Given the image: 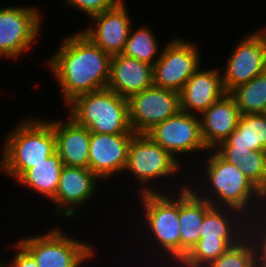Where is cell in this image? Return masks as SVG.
Returning a JSON list of instances; mask_svg holds the SVG:
<instances>
[{
  "label": "cell",
  "instance_id": "1",
  "mask_svg": "<svg viewBox=\"0 0 266 267\" xmlns=\"http://www.w3.org/2000/svg\"><path fill=\"white\" fill-rule=\"evenodd\" d=\"M46 65L57 81L64 104L75 97L106 89L111 55L101 50L81 31L60 42Z\"/></svg>",
  "mask_w": 266,
  "mask_h": 267
},
{
  "label": "cell",
  "instance_id": "2",
  "mask_svg": "<svg viewBox=\"0 0 266 267\" xmlns=\"http://www.w3.org/2000/svg\"><path fill=\"white\" fill-rule=\"evenodd\" d=\"M211 152L205 157V163L202 161L203 166L206 165L205 169H202L204 176L200 177L201 180L203 177L204 185L201 184L202 187L199 188L200 185L197 183V188L196 184L195 187L188 182V186L213 207L235 209L244 216L247 215L250 221L265 216L266 196L238 169V166L224 160L214 149Z\"/></svg>",
  "mask_w": 266,
  "mask_h": 267
},
{
  "label": "cell",
  "instance_id": "3",
  "mask_svg": "<svg viewBox=\"0 0 266 267\" xmlns=\"http://www.w3.org/2000/svg\"><path fill=\"white\" fill-rule=\"evenodd\" d=\"M3 140L0 172L15 182L30 168L56 152V136L51 119L27 118Z\"/></svg>",
  "mask_w": 266,
  "mask_h": 267
},
{
  "label": "cell",
  "instance_id": "4",
  "mask_svg": "<svg viewBox=\"0 0 266 267\" xmlns=\"http://www.w3.org/2000/svg\"><path fill=\"white\" fill-rule=\"evenodd\" d=\"M66 106L68 116L90 132L135 134L129 124L128 99L108 88L81 94Z\"/></svg>",
  "mask_w": 266,
  "mask_h": 267
},
{
  "label": "cell",
  "instance_id": "5",
  "mask_svg": "<svg viewBox=\"0 0 266 267\" xmlns=\"http://www.w3.org/2000/svg\"><path fill=\"white\" fill-rule=\"evenodd\" d=\"M163 193H144L139 195L142 203L141 210L144 223L148 228L149 238L155 250H161L158 255L163 254L172 267L180 263V223H179V192L168 195ZM168 195V196H167ZM175 195V196H174ZM146 214V215H145ZM151 239V240H150ZM154 240V241H153ZM158 246V247H157ZM168 257V258H167ZM169 259V260H168Z\"/></svg>",
  "mask_w": 266,
  "mask_h": 267
},
{
  "label": "cell",
  "instance_id": "6",
  "mask_svg": "<svg viewBox=\"0 0 266 267\" xmlns=\"http://www.w3.org/2000/svg\"><path fill=\"white\" fill-rule=\"evenodd\" d=\"M35 260L38 267H82L97 256L95 246L70 237L60 227H54L17 241Z\"/></svg>",
  "mask_w": 266,
  "mask_h": 267
},
{
  "label": "cell",
  "instance_id": "7",
  "mask_svg": "<svg viewBox=\"0 0 266 267\" xmlns=\"http://www.w3.org/2000/svg\"><path fill=\"white\" fill-rule=\"evenodd\" d=\"M183 166L185 165H182L147 134H135L131 139L124 172L132 173L131 175H134L132 178H136L137 182H139L137 184L142 186L138 189L139 194L163 193L162 189H160L161 191L158 190L157 186L153 184L154 180L161 179L164 182L163 179L169 176L170 178H173L174 175H176L175 178L177 175L179 177L178 172H181L180 170ZM155 187L157 190H154Z\"/></svg>",
  "mask_w": 266,
  "mask_h": 267
},
{
  "label": "cell",
  "instance_id": "8",
  "mask_svg": "<svg viewBox=\"0 0 266 267\" xmlns=\"http://www.w3.org/2000/svg\"><path fill=\"white\" fill-rule=\"evenodd\" d=\"M42 18L36 5L0 8V58L15 61L27 52L42 30Z\"/></svg>",
  "mask_w": 266,
  "mask_h": 267
},
{
  "label": "cell",
  "instance_id": "9",
  "mask_svg": "<svg viewBox=\"0 0 266 267\" xmlns=\"http://www.w3.org/2000/svg\"><path fill=\"white\" fill-rule=\"evenodd\" d=\"M153 65V86L180 93L191 75L201 66L198 44L180 37L167 42Z\"/></svg>",
  "mask_w": 266,
  "mask_h": 267
},
{
  "label": "cell",
  "instance_id": "10",
  "mask_svg": "<svg viewBox=\"0 0 266 267\" xmlns=\"http://www.w3.org/2000/svg\"><path fill=\"white\" fill-rule=\"evenodd\" d=\"M146 134L182 165L186 162L180 160L179 154L186 156L185 153L209 151L202 139L200 117L182 110L155 125Z\"/></svg>",
  "mask_w": 266,
  "mask_h": 267
},
{
  "label": "cell",
  "instance_id": "11",
  "mask_svg": "<svg viewBox=\"0 0 266 267\" xmlns=\"http://www.w3.org/2000/svg\"><path fill=\"white\" fill-rule=\"evenodd\" d=\"M128 111L131 130L146 134L180 111V93L152 86L128 99Z\"/></svg>",
  "mask_w": 266,
  "mask_h": 267
},
{
  "label": "cell",
  "instance_id": "12",
  "mask_svg": "<svg viewBox=\"0 0 266 267\" xmlns=\"http://www.w3.org/2000/svg\"><path fill=\"white\" fill-rule=\"evenodd\" d=\"M243 37L238 40L223 67L222 79L227 93L266 72V45L263 37L257 31Z\"/></svg>",
  "mask_w": 266,
  "mask_h": 267
},
{
  "label": "cell",
  "instance_id": "13",
  "mask_svg": "<svg viewBox=\"0 0 266 267\" xmlns=\"http://www.w3.org/2000/svg\"><path fill=\"white\" fill-rule=\"evenodd\" d=\"M135 134L90 132L88 168L103 182L124 172L131 139Z\"/></svg>",
  "mask_w": 266,
  "mask_h": 267
},
{
  "label": "cell",
  "instance_id": "14",
  "mask_svg": "<svg viewBox=\"0 0 266 267\" xmlns=\"http://www.w3.org/2000/svg\"><path fill=\"white\" fill-rule=\"evenodd\" d=\"M98 181L101 182L89 168L63 165L58 190L51 201L56 205L54 213L65 219L77 215V208L89 203L95 195Z\"/></svg>",
  "mask_w": 266,
  "mask_h": 267
},
{
  "label": "cell",
  "instance_id": "15",
  "mask_svg": "<svg viewBox=\"0 0 266 267\" xmlns=\"http://www.w3.org/2000/svg\"><path fill=\"white\" fill-rule=\"evenodd\" d=\"M126 7V3L121 0L113 8L91 16L94 26L84 28L81 32L111 56L121 54L132 27V20Z\"/></svg>",
  "mask_w": 266,
  "mask_h": 267
},
{
  "label": "cell",
  "instance_id": "16",
  "mask_svg": "<svg viewBox=\"0 0 266 267\" xmlns=\"http://www.w3.org/2000/svg\"><path fill=\"white\" fill-rule=\"evenodd\" d=\"M220 69L200 67L189 77L180 92V110L200 116L227 93Z\"/></svg>",
  "mask_w": 266,
  "mask_h": 267
},
{
  "label": "cell",
  "instance_id": "17",
  "mask_svg": "<svg viewBox=\"0 0 266 267\" xmlns=\"http://www.w3.org/2000/svg\"><path fill=\"white\" fill-rule=\"evenodd\" d=\"M153 86V66L149 63L116 54L111 57L107 88L123 98Z\"/></svg>",
  "mask_w": 266,
  "mask_h": 267
},
{
  "label": "cell",
  "instance_id": "18",
  "mask_svg": "<svg viewBox=\"0 0 266 267\" xmlns=\"http://www.w3.org/2000/svg\"><path fill=\"white\" fill-rule=\"evenodd\" d=\"M240 115L236 100L226 93L199 116L202 139L209 151L225 141L237 128Z\"/></svg>",
  "mask_w": 266,
  "mask_h": 267
},
{
  "label": "cell",
  "instance_id": "19",
  "mask_svg": "<svg viewBox=\"0 0 266 267\" xmlns=\"http://www.w3.org/2000/svg\"><path fill=\"white\" fill-rule=\"evenodd\" d=\"M51 120L56 136V153L63 165L88 168L90 131L71 117Z\"/></svg>",
  "mask_w": 266,
  "mask_h": 267
},
{
  "label": "cell",
  "instance_id": "20",
  "mask_svg": "<svg viewBox=\"0 0 266 267\" xmlns=\"http://www.w3.org/2000/svg\"><path fill=\"white\" fill-rule=\"evenodd\" d=\"M179 187L180 223V262L193 249L200 239L201 223L204 214L212 207L211 203L200 198L189 186Z\"/></svg>",
  "mask_w": 266,
  "mask_h": 267
},
{
  "label": "cell",
  "instance_id": "21",
  "mask_svg": "<svg viewBox=\"0 0 266 267\" xmlns=\"http://www.w3.org/2000/svg\"><path fill=\"white\" fill-rule=\"evenodd\" d=\"M249 221L235 209L212 206L204 214L200 239H244Z\"/></svg>",
  "mask_w": 266,
  "mask_h": 267
},
{
  "label": "cell",
  "instance_id": "22",
  "mask_svg": "<svg viewBox=\"0 0 266 267\" xmlns=\"http://www.w3.org/2000/svg\"><path fill=\"white\" fill-rule=\"evenodd\" d=\"M63 162L59 155L55 152L47 157L43 162L36 164L28 169L15 183L26 187L29 190L41 194L52 201L58 190Z\"/></svg>",
  "mask_w": 266,
  "mask_h": 267
},
{
  "label": "cell",
  "instance_id": "23",
  "mask_svg": "<svg viewBox=\"0 0 266 267\" xmlns=\"http://www.w3.org/2000/svg\"><path fill=\"white\" fill-rule=\"evenodd\" d=\"M218 146H236L266 151V117L264 114H241L237 128Z\"/></svg>",
  "mask_w": 266,
  "mask_h": 267
},
{
  "label": "cell",
  "instance_id": "24",
  "mask_svg": "<svg viewBox=\"0 0 266 267\" xmlns=\"http://www.w3.org/2000/svg\"><path fill=\"white\" fill-rule=\"evenodd\" d=\"M230 94L236 100L240 114H263L266 111V72L238 85Z\"/></svg>",
  "mask_w": 266,
  "mask_h": 267
},
{
  "label": "cell",
  "instance_id": "25",
  "mask_svg": "<svg viewBox=\"0 0 266 267\" xmlns=\"http://www.w3.org/2000/svg\"><path fill=\"white\" fill-rule=\"evenodd\" d=\"M147 27L148 26H141L135 31H132L131 27L124 50L121 54L149 63L153 66L159 59L161 50H159V41L155 37V34H153L152 29Z\"/></svg>",
  "mask_w": 266,
  "mask_h": 267
},
{
  "label": "cell",
  "instance_id": "26",
  "mask_svg": "<svg viewBox=\"0 0 266 267\" xmlns=\"http://www.w3.org/2000/svg\"><path fill=\"white\" fill-rule=\"evenodd\" d=\"M242 239H199L176 267H207ZM180 265V266H179Z\"/></svg>",
  "mask_w": 266,
  "mask_h": 267
},
{
  "label": "cell",
  "instance_id": "27",
  "mask_svg": "<svg viewBox=\"0 0 266 267\" xmlns=\"http://www.w3.org/2000/svg\"><path fill=\"white\" fill-rule=\"evenodd\" d=\"M207 267H256L254 246L248 236L231 246Z\"/></svg>",
  "mask_w": 266,
  "mask_h": 267
},
{
  "label": "cell",
  "instance_id": "28",
  "mask_svg": "<svg viewBox=\"0 0 266 267\" xmlns=\"http://www.w3.org/2000/svg\"><path fill=\"white\" fill-rule=\"evenodd\" d=\"M238 169L266 196V151L250 150Z\"/></svg>",
  "mask_w": 266,
  "mask_h": 267
},
{
  "label": "cell",
  "instance_id": "29",
  "mask_svg": "<svg viewBox=\"0 0 266 267\" xmlns=\"http://www.w3.org/2000/svg\"><path fill=\"white\" fill-rule=\"evenodd\" d=\"M247 236L256 256V267H266V215L249 221Z\"/></svg>",
  "mask_w": 266,
  "mask_h": 267
},
{
  "label": "cell",
  "instance_id": "30",
  "mask_svg": "<svg viewBox=\"0 0 266 267\" xmlns=\"http://www.w3.org/2000/svg\"><path fill=\"white\" fill-rule=\"evenodd\" d=\"M63 1V0H62ZM121 0H64L67 7L71 6L82 11L89 18L93 15L102 13L113 8Z\"/></svg>",
  "mask_w": 266,
  "mask_h": 267
},
{
  "label": "cell",
  "instance_id": "31",
  "mask_svg": "<svg viewBox=\"0 0 266 267\" xmlns=\"http://www.w3.org/2000/svg\"><path fill=\"white\" fill-rule=\"evenodd\" d=\"M214 150L227 162L239 166L242 165L250 150L247 148H236V146H217Z\"/></svg>",
  "mask_w": 266,
  "mask_h": 267
},
{
  "label": "cell",
  "instance_id": "32",
  "mask_svg": "<svg viewBox=\"0 0 266 267\" xmlns=\"http://www.w3.org/2000/svg\"><path fill=\"white\" fill-rule=\"evenodd\" d=\"M13 249L14 253L13 257L4 263L5 267H38L37 263L33 259V257L18 243L14 242ZM9 262V263H8Z\"/></svg>",
  "mask_w": 266,
  "mask_h": 267
},
{
  "label": "cell",
  "instance_id": "33",
  "mask_svg": "<svg viewBox=\"0 0 266 267\" xmlns=\"http://www.w3.org/2000/svg\"><path fill=\"white\" fill-rule=\"evenodd\" d=\"M262 37H263V39H264V43H265V45H266V26H265V28H263V30H256Z\"/></svg>",
  "mask_w": 266,
  "mask_h": 267
},
{
  "label": "cell",
  "instance_id": "34",
  "mask_svg": "<svg viewBox=\"0 0 266 267\" xmlns=\"http://www.w3.org/2000/svg\"><path fill=\"white\" fill-rule=\"evenodd\" d=\"M4 263L2 260H0V267H4Z\"/></svg>",
  "mask_w": 266,
  "mask_h": 267
}]
</instances>
